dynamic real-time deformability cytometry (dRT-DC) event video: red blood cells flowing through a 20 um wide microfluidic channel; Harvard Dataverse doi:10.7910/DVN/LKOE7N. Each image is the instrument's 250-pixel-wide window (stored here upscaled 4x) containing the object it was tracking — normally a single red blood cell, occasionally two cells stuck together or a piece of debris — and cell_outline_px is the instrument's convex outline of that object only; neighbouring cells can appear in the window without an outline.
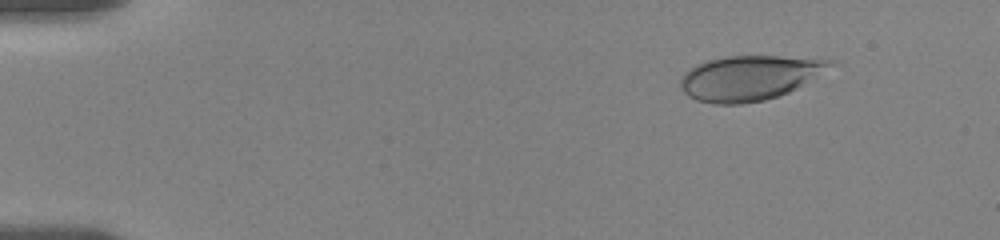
{"species": "human", "species_latin": "Homo sapiens", "temperature_condition": "room temperature", "stored_images_in_passage": 19, "camera_frame_rate_fps": 3000, "um_per_image_px": 0.085, "donor": {"sex": "female"}, "frame": {"image": 1, "passage_image": 8, "time_ms": 2.0, "image_size_px": [1000, 240], "cell_outline_px": [[836, 64], [796, 88], [788, 92], [764, 100], [744, 104], [716, 104], [696, 100], [688, 96], [680, 88], [680, 80], [684, 72], [696, 64], [708, 60], [724, 56], [780, 56], [832, 60]], "centroid_in_image_um": [63.65, 6.62], "position_along_channel_um": 21.4, "area_um2": 38.9}}